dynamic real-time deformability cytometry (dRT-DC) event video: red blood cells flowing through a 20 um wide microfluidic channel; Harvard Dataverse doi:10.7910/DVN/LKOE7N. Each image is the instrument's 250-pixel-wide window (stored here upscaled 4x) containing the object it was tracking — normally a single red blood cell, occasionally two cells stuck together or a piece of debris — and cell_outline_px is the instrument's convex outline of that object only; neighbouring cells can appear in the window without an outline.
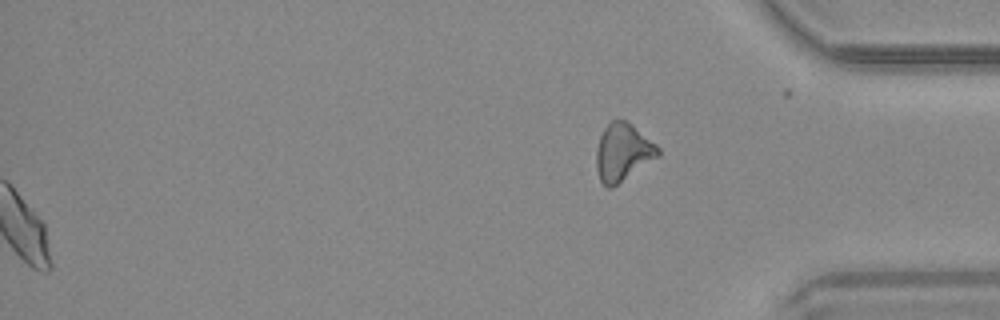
{"species": "common noctule bat (a hibernating species)", "species_latin": "Nyctalus noctula", "temperature_condition": "warm", "stored_images_in_passage": 38, "segment_of_instrument_passage": [2, 2], "camera_frame_rate_fps": 3000, "um_per_image_px": 0.085, "animal": {"sex": "male", "body_mass_g": 20.4}, "frame": {"image": 1, "passage_image": 38, "time_ms": 12.333, "image_size_px": [1000, 320], "cell_outline_px": [[660, 156], [612, 188], [608, 188], [600, 180], [596, 168], [596, 148], [600, 136], [604, 128], [612, 120], [628, 120], [656, 144], [660, 148]], "centroid_in_image_um": [52.95, 12.94], "position_along_channel_um": 382.2, "area_um2": 20.87}}